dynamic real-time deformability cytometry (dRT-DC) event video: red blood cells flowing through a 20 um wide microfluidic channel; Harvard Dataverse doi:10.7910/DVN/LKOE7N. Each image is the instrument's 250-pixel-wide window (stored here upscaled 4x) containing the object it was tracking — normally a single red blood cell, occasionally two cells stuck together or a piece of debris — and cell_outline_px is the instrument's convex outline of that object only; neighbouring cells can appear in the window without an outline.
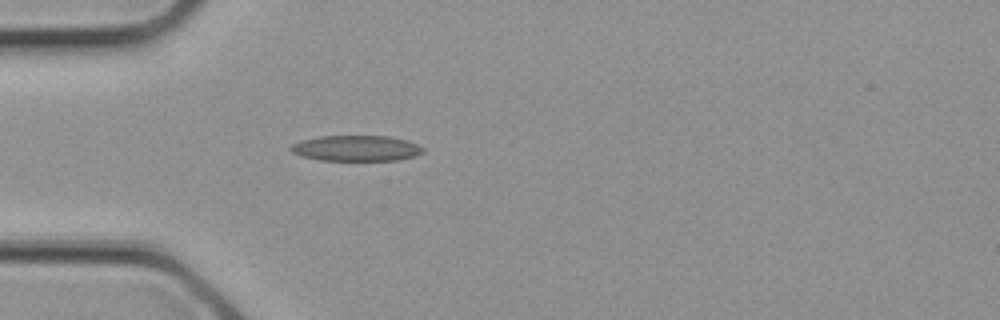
{"species": "common noctule bat (a hibernating species)", "species_latin": "Nyctalus noctula", "temperature_condition": "cold", "stored_images_in_passage": 1, "camera_frame_rate_fps": 3000, "um_per_image_px": 0.085, "animal": {"sex": "female", "body_mass_g": 21.9}, "frame": {"image": 1, "passage_image": 1, "time_ms": 0.0, "image_size_px": [1000, 320], "cell_outline_px": [[424, 152], [416, 156], [396, 160], [320, 160], [300, 156], [292, 152], [288, 148], [292, 144], [300, 140], [320, 136], [388, 136], [408, 140], [424, 148]], "centroid_in_image_um": [30.26, 12.6], "position_along_channel_um": 54.7, "area_um2": 19.88}}